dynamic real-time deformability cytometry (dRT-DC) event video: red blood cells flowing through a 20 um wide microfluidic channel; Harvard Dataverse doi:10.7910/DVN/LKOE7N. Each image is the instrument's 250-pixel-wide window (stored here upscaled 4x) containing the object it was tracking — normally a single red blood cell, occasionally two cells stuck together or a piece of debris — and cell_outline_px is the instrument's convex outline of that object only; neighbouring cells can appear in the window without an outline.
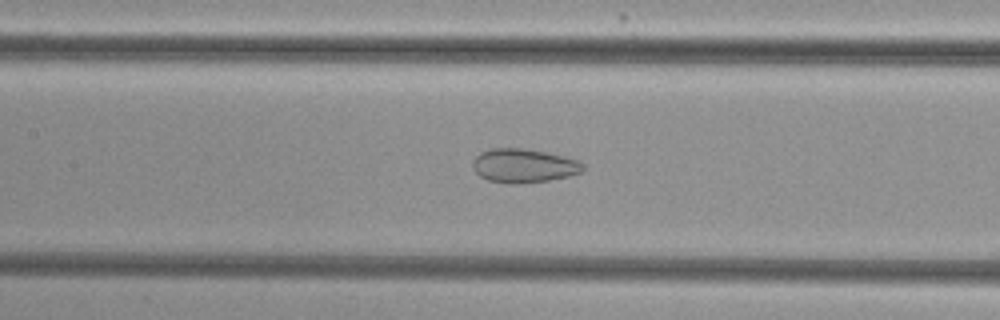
{"species": "common noctule bat (a hibernating species)", "species_latin": "Nyctalus noctula", "temperature_condition": "cold", "stored_images_in_passage": 53, "camera_frame_rate_fps": 3000, "um_per_image_px": 0.085, "animal": {"sex": "female", "body_mass_g": 29.2, "forearm_length_mm": 56.3}, "frame": {"image": 1, "passage_image": 25, "time_ms": 8.0, "image_size_px": [1000, 320], "cell_outline_px": [[584, 168], [580, 172], [568, 176], [548, 180], [516, 184], [508, 184], [488, 180], [480, 176], [472, 168], [472, 160], [480, 152], [492, 148], [520, 148], [548, 152], [580, 160], [584, 164]], "centroid_in_image_um": [44.5, 14.08], "position_along_channel_um": 162.9, "area_um2": 21.91}}
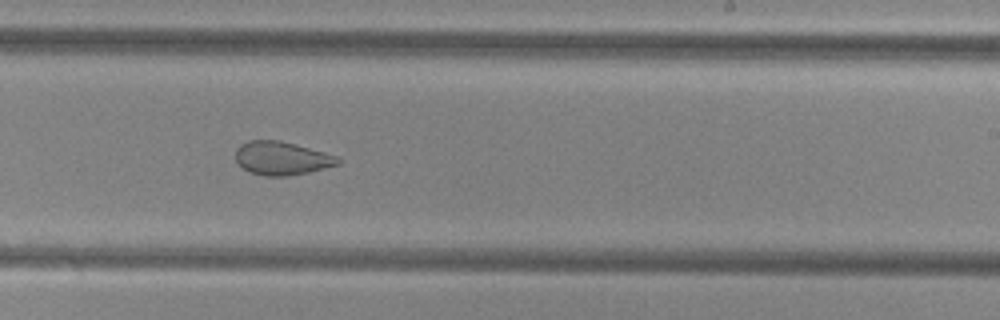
{"frame": {"image": 2, "passage_image": 33, "time_ms": 10.667, "image_size_px": [1000, 320], "cell_outline_px": [[340, 164], [308, 172], [288, 176], [264, 176], [248, 172], [236, 160], [236, 148], [240, 144], [248, 140], [280, 140], [324, 152], [336, 156], [340, 160]], "centroid_in_image_um": [23.92, 13.45], "position_along_channel_um": 265.1, "area_um2": 19.88}}
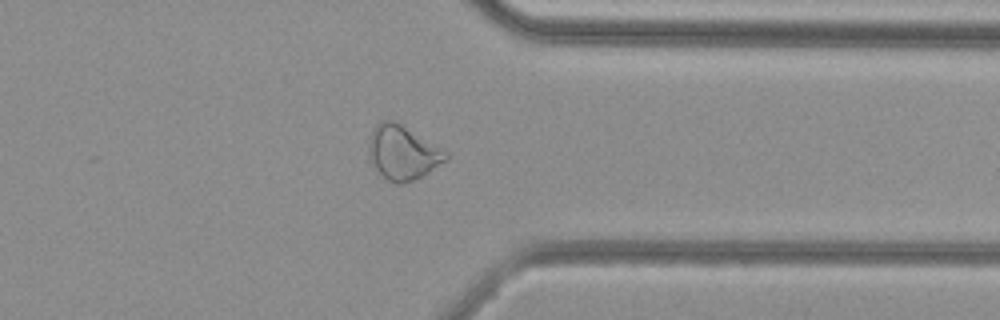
{"frame": {"image": 3, "passage_image": 42, "time_ms": 13.667, "image_size_px": [1000, 320], "cell_outline_px": [[448, 160], [428, 172], [412, 180], [400, 184], [396, 184], [388, 180], [368, 160], [368, 140], [372, 128], [380, 120], [392, 120], [400, 124], [448, 152]], "centroid_in_image_um": [34.19, 12.96], "position_along_channel_um": 377.2, "area_um2": 24.16}, "authors_computed_cell_mechanics": {"area_um2": 26.7614, "velocity_mm_per_s": 3.8457, "shape_relaxation_time_tau1_ms": null, "shape_relaxation_time_tau2_ms": 1.7474, "deformation_change_tau1": null, "deformation_change_tau2": 0.0752}}